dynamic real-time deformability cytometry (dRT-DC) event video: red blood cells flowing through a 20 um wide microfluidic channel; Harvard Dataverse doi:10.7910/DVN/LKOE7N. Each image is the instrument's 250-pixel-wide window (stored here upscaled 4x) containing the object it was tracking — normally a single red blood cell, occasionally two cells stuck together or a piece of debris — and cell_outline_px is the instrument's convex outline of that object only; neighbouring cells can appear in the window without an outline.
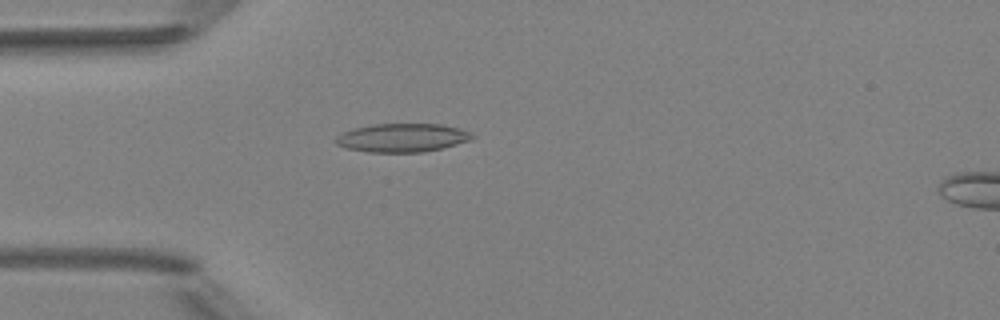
{"species": "Egyptian fruit bat (a non-hibernating species)", "species_latin": "Rousettus aegyptiacus", "temperature_condition": "room temperature", "stored_images_in_passage": 5, "camera_frame_rate_fps": 3000, "um_per_image_px": 0.085, "animal": {"sex": "female"}, "frame": {"image": 1, "passage_image": 4, "time_ms": 3.333, "image_size_px": [1000, 320], "cell_outline_px": [[476, 136], [472, 140], [424, 152], [368, 152], [348, 148], [336, 144], [336, 136], [344, 132], [356, 128], [372, 124], [440, 124], [460, 128], [472, 132]], "centroid_in_image_um": [34.25, 11.7], "position_along_channel_um": 50.8, "area_um2": 22.6}}